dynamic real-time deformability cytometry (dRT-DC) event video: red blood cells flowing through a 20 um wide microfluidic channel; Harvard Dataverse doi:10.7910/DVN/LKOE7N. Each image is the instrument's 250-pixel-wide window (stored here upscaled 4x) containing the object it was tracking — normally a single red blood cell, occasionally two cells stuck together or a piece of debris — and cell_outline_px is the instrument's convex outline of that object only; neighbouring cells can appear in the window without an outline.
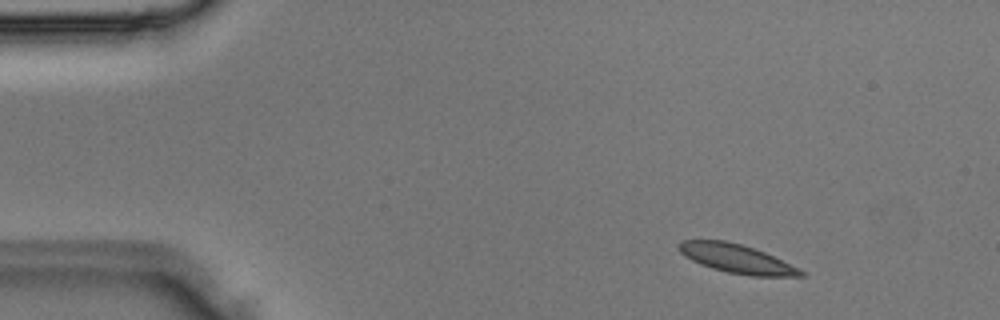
{"species": "Egyptian fruit bat (a non-hibernating species)", "species_latin": "Rousettus aegyptiacus", "temperature_condition": "room temperature", "stored_images_in_passage": 4, "camera_frame_rate_fps": 3000, "um_per_image_px": 0.085, "animal": {"sex": "male"}, "frame": {"image": 1, "passage_image": 1, "time_ms": 0.0, "image_size_px": [1000, 320], "cell_outline_px": [[808, 276], [752, 276], [728, 272], [712, 268], [700, 264], [684, 256], [680, 252], [676, 244], [680, 240], [724, 240], [740, 244], [764, 252], [804, 272]], "centroid_in_image_um": [62.53, 21.98], "position_along_channel_um": 22.5, "area_um2": 20.11}}
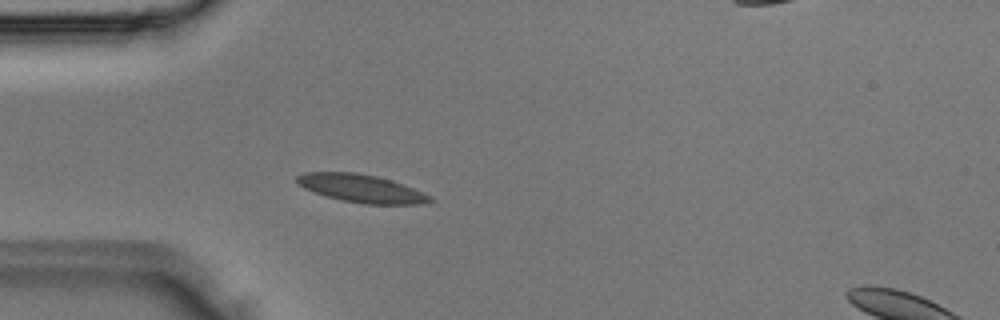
{"frame": {"image": 2, "passage_image": 3, "time_ms": 0.667, "image_size_px": [1000, 320], "cell_outline_px": [[432, 200], [420, 204], [364, 204], [340, 200], [304, 188], [296, 184], [296, 176], [304, 172], [356, 172], [376, 176], [392, 180], [404, 184], [428, 196]], "centroid_in_image_um": [30.64, 16.0], "position_along_channel_um": 54.4, "area_um2": 21.44}}